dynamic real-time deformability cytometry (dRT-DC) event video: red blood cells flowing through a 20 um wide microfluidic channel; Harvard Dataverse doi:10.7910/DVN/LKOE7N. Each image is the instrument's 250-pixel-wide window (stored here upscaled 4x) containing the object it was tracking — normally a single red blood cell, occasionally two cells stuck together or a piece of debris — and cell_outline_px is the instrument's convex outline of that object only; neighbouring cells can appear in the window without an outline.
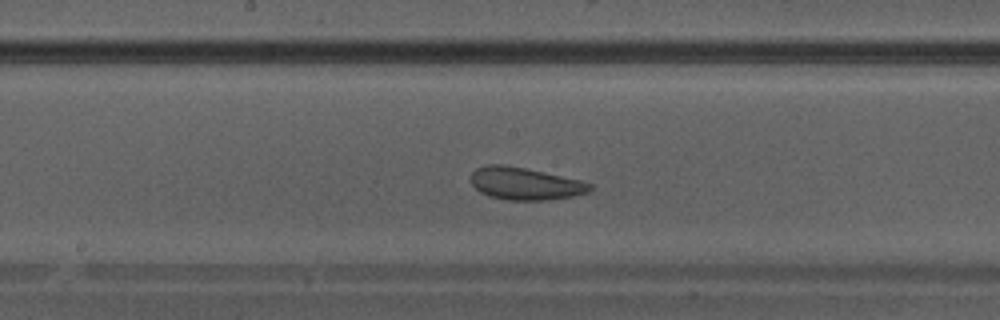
{"species": "Egyptian fruit bat (a non-hibernating species)", "species_latin": "Rousettus aegyptiacus", "temperature_condition": "warm", "stored_images_in_passage": 35, "camera_frame_rate_fps": 3000, "um_per_image_px": 0.085, "animal": {"sex": "male"}, "frame": {"image": 1, "passage_image": 16, "time_ms": 5.0, "image_size_px": [1000, 320], "cell_outline_px": [[592, 188], [588, 192], [572, 196], [544, 200], [508, 200], [488, 196], [480, 192], [472, 184], [468, 176], [476, 168], [484, 164], [504, 164], [584, 180], [592, 184]], "centroid_in_image_um": [44.6, 15.59], "position_along_channel_um": 203.6, "area_um2": 22.72}}
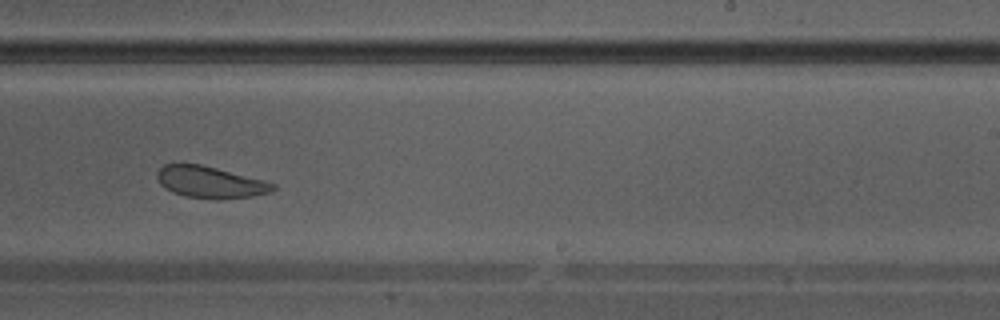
{"frame": {"image": 2, "passage_image": 20, "time_ms": 6.333, "image_size_px": [1000, 320], "cell_outline_px": [[276, 188], [272, 192], [252, 196], [220, 200], [184, 196], [172, 192], [164, 188], [160, 184], [156, 176], [156, 172], [164, 164], [200, 164], [264, 180], [276, 184]], "centroid_in_image_um": [17.86, 15.5], "position_along_channel_um": 271.1, "area_um2": 21.5}}